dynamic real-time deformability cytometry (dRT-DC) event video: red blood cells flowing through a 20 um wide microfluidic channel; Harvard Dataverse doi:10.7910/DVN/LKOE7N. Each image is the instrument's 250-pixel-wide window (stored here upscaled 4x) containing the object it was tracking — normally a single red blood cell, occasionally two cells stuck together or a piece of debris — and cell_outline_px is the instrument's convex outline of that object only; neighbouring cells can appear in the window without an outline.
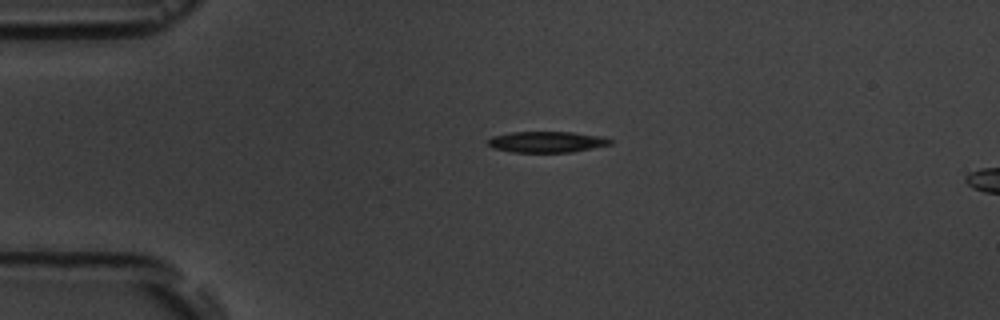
{"species": "common noctule bat (a hibernating species)", "species_latin": "Nyctalus noctula", "temperature_condition": "room temperature", "stored_images_in_passage": 2, "camera_frame_rate_fps": 3000, "um_per_image_px": 0.085, "animal": {"sex": "male", "body_mass_g": 19.5, "forearm_length_mm": 54.6}, "frame": {"image": 1, "passage_image": 1, "time_ms": 0.0, "image_size_px": [1000, 320], "cell_outline_px": [[612, 144], [572, 152], [512, 152], [492, 148], [488, 144], [488, 140], [492, 136], [508, 132], [572, 132], [604, 136], [612, 140]], "centroid_in_image_um": [46.48, 12.06], "position_along_channel_um": 38.5, "area_um2": 15.09}}